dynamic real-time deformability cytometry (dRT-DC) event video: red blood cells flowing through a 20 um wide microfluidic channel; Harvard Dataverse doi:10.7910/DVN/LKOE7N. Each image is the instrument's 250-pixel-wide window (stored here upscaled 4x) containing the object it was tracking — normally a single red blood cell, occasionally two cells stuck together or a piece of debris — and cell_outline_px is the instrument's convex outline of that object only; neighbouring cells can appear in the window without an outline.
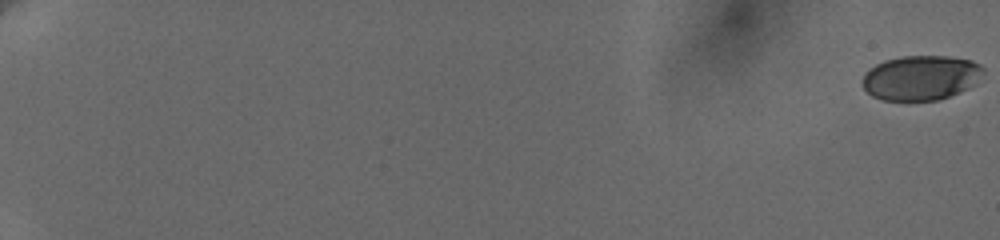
{"species": "human", "species_latin": "Homo sapiens", "temperature_condition": "cold", "stored_images_in_passage": 61, "camera_frame_rate_fps": 3000, "um_per_image_px": 0.085, "donor": {"sex": "female"}, "frame": {"image": 1, "passage_image": 1, "time_ms": 0.0, "image_size_px": [1000, 240], "cell_outline_px": [[984, 72], [976, 84], [968, 88], [948, 96], [936, 100], [880, 100], [872, 96], [864, 88], [860, 80], [864, 72], [868, 68], [884, 60], [904, 56], [948, 56], [972, 60], [980, 64], [984, 68]], "centroid_in_image_um": [78.25, 6.6], "position_along_channel_um": 6.7, "area_um2": 31.79}}
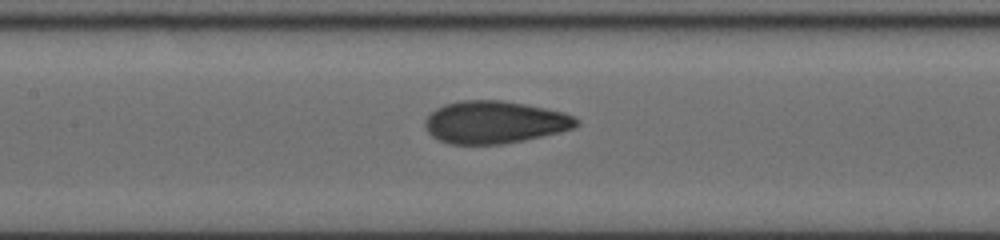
{"frame": {"image": 2, "passage_image": 34, "time_ms": 11.0, "image_size_px": [1000, 240], "cell_outline_px": [[580, 124], [572, 128], [560, 132], [524, 140], [500, 144], [448, 144], [432, 136], [424, 128], [424, 120], [436, 108], [444, 104], [460, 100], [500, 100], [524, 104], [564, 112], [580, 120]], "centroid_in_image_um": [42.02, 10.39], "position_along_channel_um": 165.4, "area_um2": 37.45}}
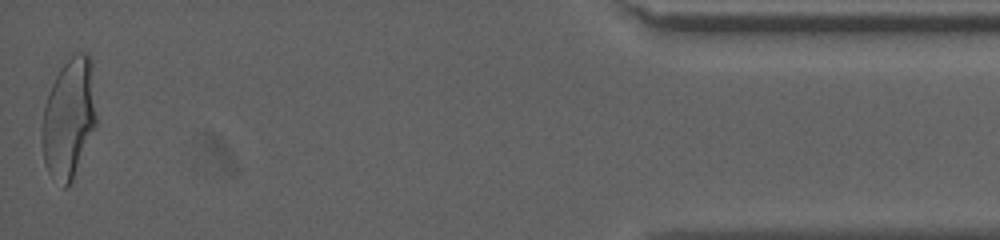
{"frame": {"image": 3, "passage_image": 61, "time_ms": 20.0, "image_size_px": [1000, 240], "cell_outline_px": [[96, 124], [72, 180], [64, 188], [48, 172], [44, 164], [44, 104], [48, 92], [60, 68], [76, 52], [88, 52], [92, 60], [96, 116]], "centroid_in_image_um": [5.89, 9.99], "position_along_channel_um": 429.3, "area_um2": 37.28}, "authors_computed_cell_mechanics": {"area_um2": 36.125, "velocity_mm_per_s": 3.6664, "shape_relaxation_time_tau1_ms": 5.0172, "shape_relaxation_time_tau2_ms": 0.9022, "deformation_change_tau1": 0.1826, "deformation_change_tau2": 0.0655}}